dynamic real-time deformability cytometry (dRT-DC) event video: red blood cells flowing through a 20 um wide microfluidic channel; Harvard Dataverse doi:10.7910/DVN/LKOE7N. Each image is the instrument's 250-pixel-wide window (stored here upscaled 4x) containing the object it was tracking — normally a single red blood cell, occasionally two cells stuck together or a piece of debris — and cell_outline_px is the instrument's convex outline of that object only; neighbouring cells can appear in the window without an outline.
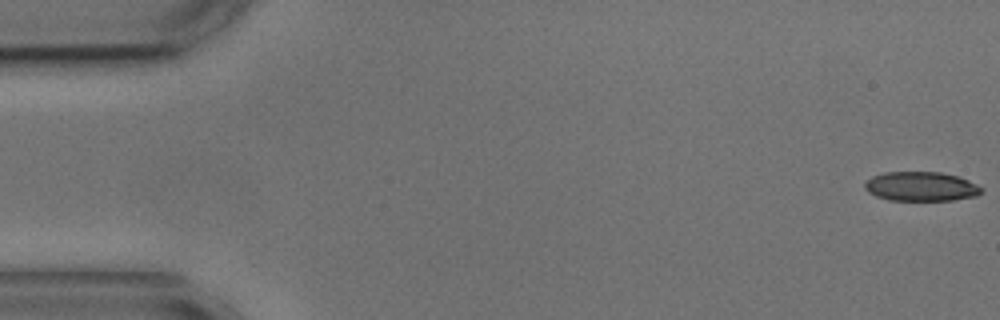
{"species": "common noctule bat (a hibernating species)", "species_latin": "Nyctalus noctula", "temperature_condition": "cold", "stored_images_in_passage": 6, "camera_frame_rate_fps": 3000, "um_per_image_px": 0.085, "animal": {"sex": "male", "body_mass_g": 17.9, "forearm_length_mm": 54.2}, "frame": {"image": 1, "passage_image": 1, "time_ms": 0.0, "image_size_px": [1000, 320], "cell_outline_px": [[984, 188], [976, 196], [952, 200], [888, 200], [876, 196], [868, 192], [864, 188], [864, 184], [872, 176], [884, 172], [940, 172], [956, 176], [968, 180]], "centroid_in_image_um": [78.27, 15.85], "position_along_channel_um": 6.7, "area_um2": 19.88}}
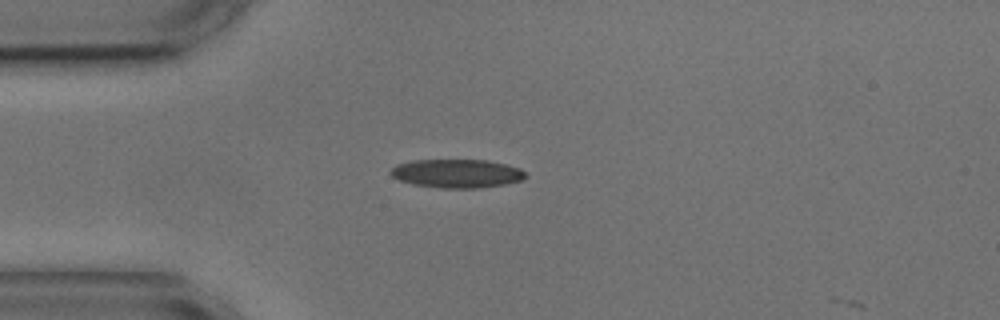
{"frame": {"image": 2, "passage_image": 5, "time_ms": 4.333, "image_size_px": [1000, 320], "cell_outline_px": [[528, 176], [520, 180], [504, 184], [480, 188], [444, 188], [412, 184], [400, 180], [392, 176], [388, 172], [396, 164], [412, 160], [488, 160], [520, 168]], "centroid_in_image_um": [38.81, 14.74], "position_along_channel_um": 46.2, "area_um2": 22.43}}